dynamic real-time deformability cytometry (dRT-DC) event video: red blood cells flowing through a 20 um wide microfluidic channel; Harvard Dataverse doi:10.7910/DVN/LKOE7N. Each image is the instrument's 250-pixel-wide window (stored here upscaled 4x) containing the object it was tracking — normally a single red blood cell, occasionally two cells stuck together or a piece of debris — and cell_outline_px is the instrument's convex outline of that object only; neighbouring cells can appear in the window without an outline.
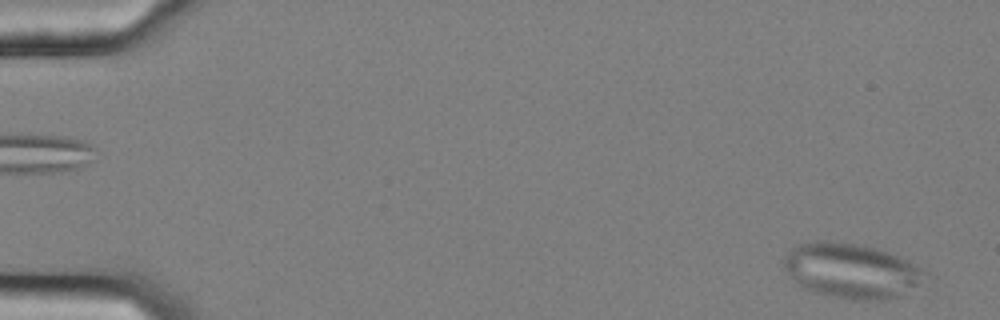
{"species": "common noctule bat (a hibernating species)", "species_latin": "Nyctalus noctula", "temperature_condition": "cold", "stored_images_in_passage": 55, "camera_frame_rate_fps": 3000, "um_per_image_px": 0.085, "animal": {"sex": "female", "body_mass_g": 25.1}, "frame": {"image": 1, "passage_image": 1, "time_ms": 0.0, "image_size_px": [1000, 320], "cell_outline_px": [[916, 284], [900, 296], [864, 300], [836, 296], [816, 292], [796, 284], [784, 268], [784, 256], [792, 248], [800, 244], [816, 240], [828, 240], [856, 244], [876, 248], [896, 256], [904, 260], [916, 268]], "centroid_in_image_um": [72.16, 22.97], "position_along_channel_um": 12.8, "area_um2": 43.06}}
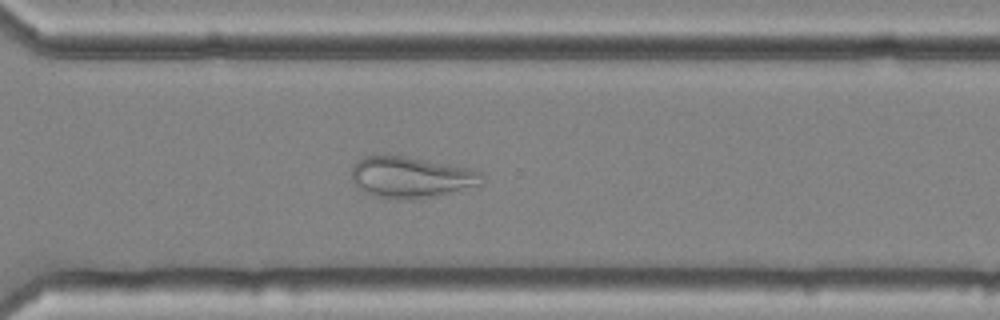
{"frame": {"image": 2, "passage_image": 40, "time_ms": 13.0, "image_size_px": [1000, 320], "cell_outline_px": [[484, 184], [420, 200], [396, 200], [376, 196], [364, 192], [352, 180], [352, 168], [356, 160], [364, 156], [404, 156], [468, 168], [480, 172], [484, 176]], "centroid_in_image_um": [34.95, 15.09], "position_along_channel_um": 335.7, "area_um2": 31.39}}